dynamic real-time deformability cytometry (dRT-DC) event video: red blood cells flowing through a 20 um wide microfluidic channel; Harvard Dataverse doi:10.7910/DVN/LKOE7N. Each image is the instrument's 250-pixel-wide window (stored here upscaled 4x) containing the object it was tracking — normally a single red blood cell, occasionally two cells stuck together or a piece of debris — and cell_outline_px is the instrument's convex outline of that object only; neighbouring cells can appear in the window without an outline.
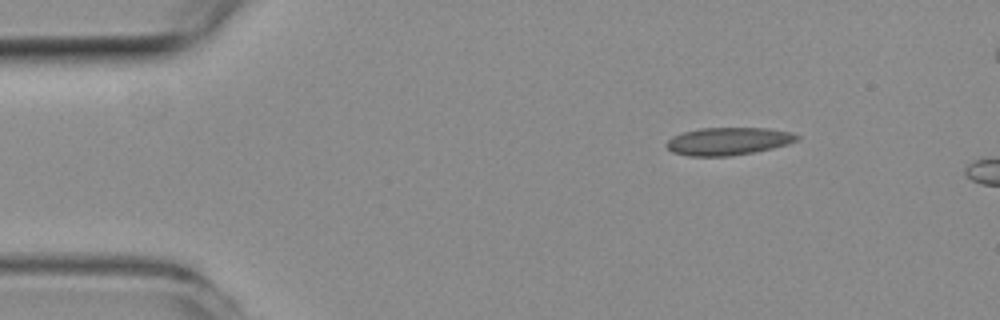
{"species": "common noctule bat (a hibernating species)", "species_latin": "Nyctalus noctula", "temperature_condition": "room temperature", "stored_images_in_passage": 9, "camera_frame_rate_fps": 3000, "um_per_image_px": 0.085, "animal": {"sex": "female", "body_mass_g": 19.3, "forearm_length_mm": 54.1}, "frame": {"image": 1, "passage_image": 6, "time_ms": 1.667, "image_size_px": [1000, 320], "cell_outline_px": [[800, 140], [788, 144], [772, 148], [752, 152], [728, 156], [688, 156], [672, 152], [664, 144], [672, 136], [684, 132], [700, 128], [768, 128], [792, 132], [800, 136]], "centroid_in_image_um": [61.91, 12.0], "position_along_channel_um": 23.1, "area_um2": 21.1}}